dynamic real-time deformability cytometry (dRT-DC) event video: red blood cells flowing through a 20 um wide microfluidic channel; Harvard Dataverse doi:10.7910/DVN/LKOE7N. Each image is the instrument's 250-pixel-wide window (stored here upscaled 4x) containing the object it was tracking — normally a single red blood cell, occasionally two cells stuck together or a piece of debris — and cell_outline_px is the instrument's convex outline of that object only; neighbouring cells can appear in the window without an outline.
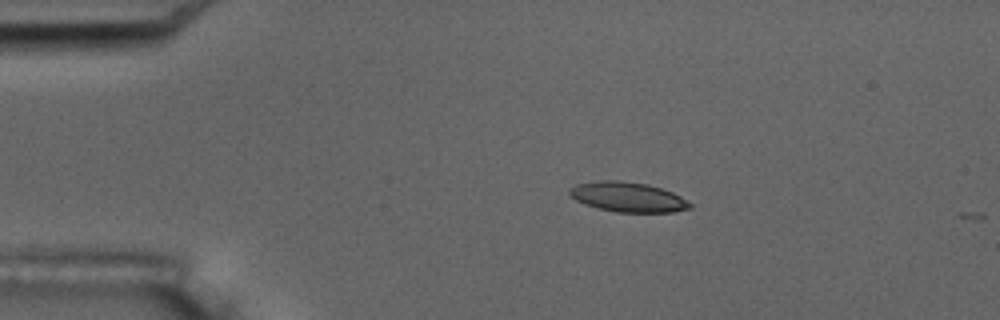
{"species": "common noctule bat (a hibernating species)", "species_latin": "Nyctalus noctula", "temperature_condition": "room temperature", "stored_images_in_passage": 5, "camera_frame_rate_fps": 3000, "um_per_image_px": 0.085, "animal": {"sex": "male", "body_mass_g": 17.5, "forearm_length_mm": 52.3}, "frame": {"image": 1, "passage_image": 3, "time_ms": 2.333, "image_size_px": [1000, 320], "cell_outline_px": [[692, 208], [672, 212], [616, 212], [584, 204], [568, 196], [568, 188], [576, 184], [600, 180], [616, 180], [648, 184], [672, 192], [680, 196], [692, 204]], "centroid_in_image_um": [53.33, 16.74], "position_along_channel_um": 31.7, "area_um2": 20.98}}